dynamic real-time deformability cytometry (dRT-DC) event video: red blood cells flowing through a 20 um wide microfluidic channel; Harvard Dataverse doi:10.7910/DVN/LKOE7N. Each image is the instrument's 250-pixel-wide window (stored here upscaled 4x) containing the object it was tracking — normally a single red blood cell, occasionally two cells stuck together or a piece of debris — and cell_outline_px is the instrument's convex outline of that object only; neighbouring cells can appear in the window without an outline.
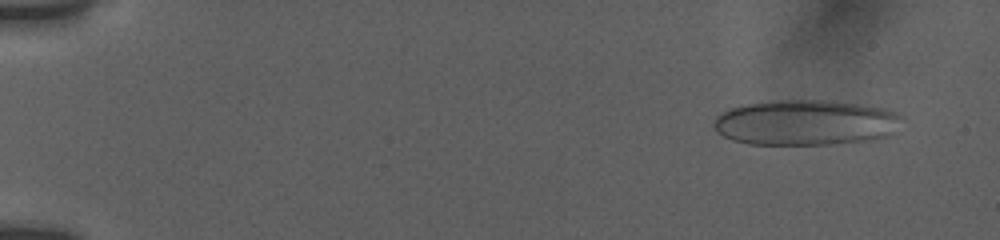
{"species": "human", "species_latin": "Homo sapiens", "temperature_condition": "room temperature", "stored_images_in_passage": 13, "camera_frame_rate_fps": 3000, "um_per_image_px": 0.085, "donor": {"sex": "female"}, "frame": {"image": 1, "passage_image": 2, "time_ms": 0.667, "image_size_px": [1000, 240], "cell_outline_px": [[904, 116], [892, 132], [888, 136], [872, 140], [832, 144], [748, 144], [732, 140], [716, 132], [716, 116], [732, 108], [748, 104], [772, 100], [832, 100], [884, 108], [896, 112]], "centroid_in_image_um": [68.51, 10.42], "position_along_channel_um": 16.5, "area_um2": 49.71}}
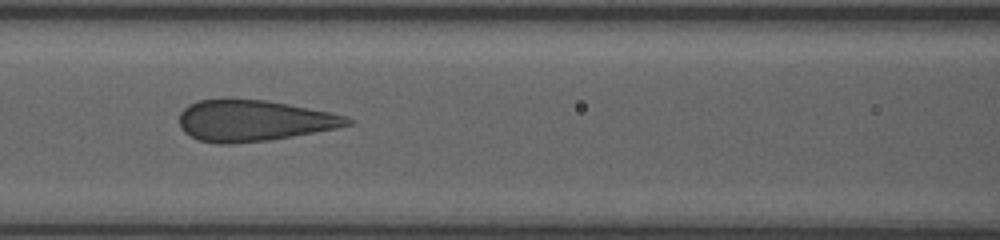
{"frame": {"image": 2, "passage_image": 10, "time_ms": 7.667, "image_size_px": [1000, 240], "cell_outline_px": [[356, 120], [352, 124], [336, 128], [292, 136], [268, 140], [232, 144], [216, 144], [200, 140], [184, 132], [180, 128], [180, 112], [188, 104], [200, 100], [224, 96], [268, 100], [328, 112], [344, 116]], "centroid_in_image_um": [21.51, 10.22], "position_along_channel_um": 145.1, "area_um2": 40.86}}
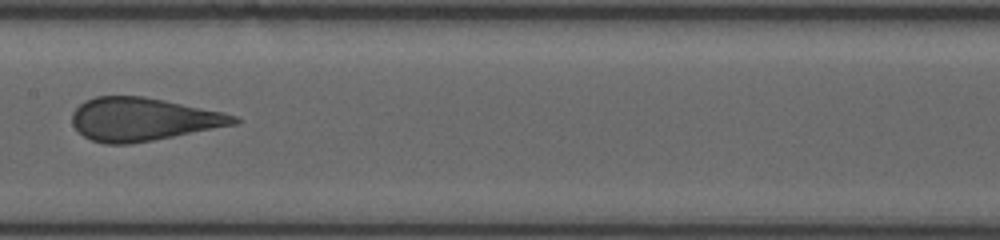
{"frame": {"image": 3, "passage_image": 12, "time_ms": 9.0, "image_size_px": [1000, 240], "cell_outline_px": [[240, 120], [236, 124], [152, 140], [128, 144], [104, 144], [92, 140], [84, 136], [72, 124], [72, 112], [84, 100], [96, 96], [144, 96], [224, 112], [236, 116]], "centroid_in_image_um": [12.12, 10.13], "position_along_channel_um": 195.3, "area_um2": 40.4}}